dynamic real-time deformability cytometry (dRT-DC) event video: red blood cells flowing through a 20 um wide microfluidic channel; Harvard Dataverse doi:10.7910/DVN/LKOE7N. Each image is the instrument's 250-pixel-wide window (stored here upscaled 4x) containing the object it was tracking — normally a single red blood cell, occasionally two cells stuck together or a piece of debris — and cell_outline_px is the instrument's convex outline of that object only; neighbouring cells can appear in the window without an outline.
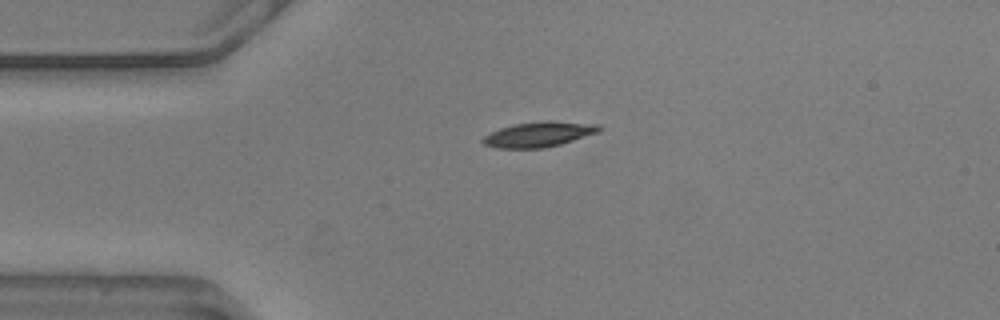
{"species": "common noctule bat (a hibernating species)", "species_latin": "Nyctalus noctula", "temperature_condition": "warm", "stored_images_in_passage": 44, "camera_frame_rate_fps": 3000, "um_per_image_px": 0.085, "animal": {"sex": "male", "body_mass_g": 20.5, "forearm_length_mm": 52.5}, "frame": {"image": 1, "passage_image": 1, "time_ms": 0.0, "image_size_px": [1000, 320], "cell_outline_px": [[604, 128], [600, 132], [560, 144], [544, 148], [496, 148], [484, 144], [480, 140], [484, 136], [500, 128], [516, 124], [544, 120], [552, 120], [600, 124]], "centroid_in_image_um": [45.86, 11.4], "position_along_channel_um": 39.1, "area_um2": 17.22}}
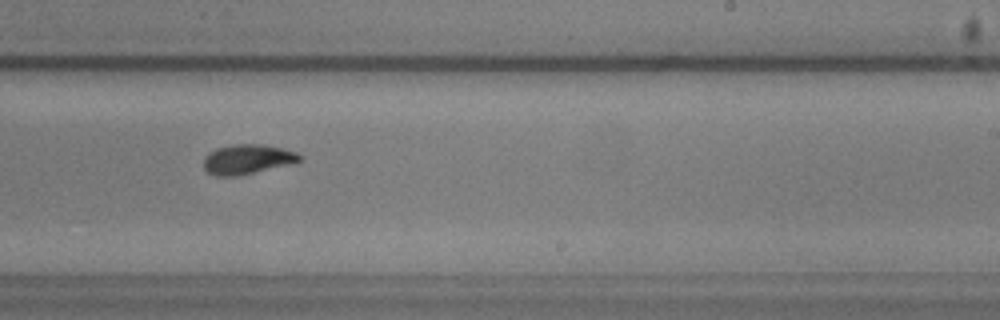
{"frame": {"image": 2, "passage_image": 22, "time_ms": 7.0, "image_size_px": [1000, 320], "cell_outline_px": [[304, 160], [288, 164], [236, 176], [216, 176], [208, 172], [204, 168], [204, 156], [208, 152], [216, 148], [232, 144], [264, 144], [296, 152], [304, 156]], "centroid_in_image_um": [21.01, 13.52], "position_along_channel_um": 268.0, "area_um2": 16.59}}
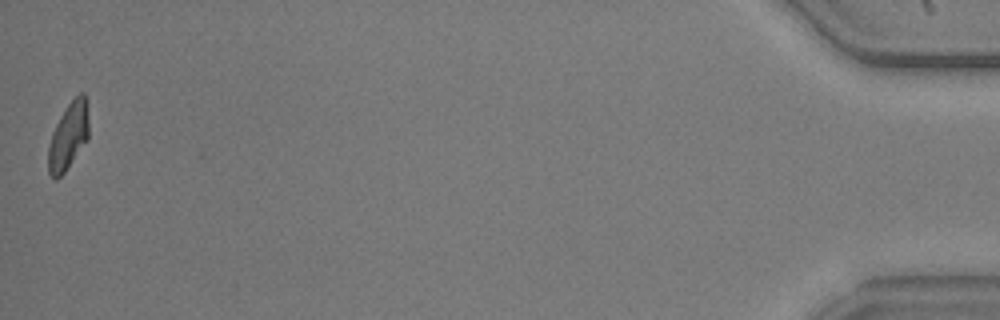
{"frame": {"image": 3, "passage_image": 44, "time_ms": 14.333, "image_size_px": [1000, 320], "cell_outline_px": [[88, 140], [64, 172], [56, 180], [48, 172], [48, 148], [52, 132], [60, 116], [68, 104], [80, 92], [84, 92], [88, 100]], "centroid_in_image_um": [5.83, 11.54], "position_along_channel_um": 429.4, "area_um2": 15.9}, "authors_computed_cell_mechanics": {"area_um2": 16.6175, "velocity_mm_per_s": 3.5827, "shape_relaxation_time_tau1_ms": 3.1357, "shape_relaxation_time_tau2_ms": 2.6751, "deformation_change_tau1": 0.1385, "deformation_change_tau2": 0.0594}}